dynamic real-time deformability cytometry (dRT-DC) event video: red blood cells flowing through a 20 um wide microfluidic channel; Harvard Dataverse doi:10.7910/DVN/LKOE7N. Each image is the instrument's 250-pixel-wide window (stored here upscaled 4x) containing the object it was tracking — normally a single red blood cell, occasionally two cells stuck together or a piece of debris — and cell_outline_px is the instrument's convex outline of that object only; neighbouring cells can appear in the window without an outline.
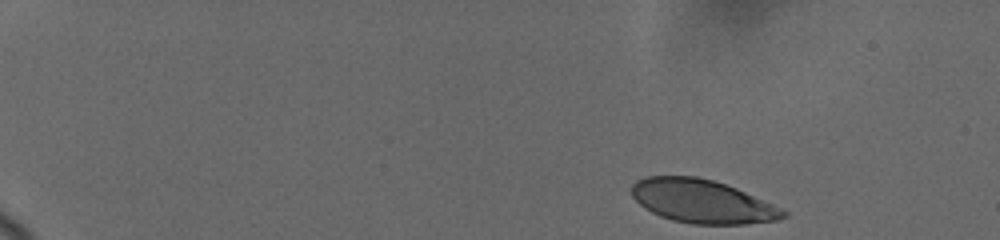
{"species": "human", "species_latin": "Homo sapiens", "temperature_condition": "cold", "stored_images_in_passage": 78, "camera_frame_rate_fps": 3000, "um_per_image_px": 0.085, "donor": {"sex": "female"}, "frame": {"image": 1, "passage_image": 1, "time_ms": 0.0, "image_size_px": [1000, 240], "cell_outline_px": [[788, 216], [776, 220], [744, 224], [692, 224], [672, 220], [660, 216], [644, 208], [632, 196], [632, 184], [636, 180], [644, 176], [696, 176], [712, 180], [736, 188], [772, 204], [788, 212]], "centroid_in_image_um": [59.65, 17.11], "position_along_channel_um": 25.3, "area_um2": 38.21}}
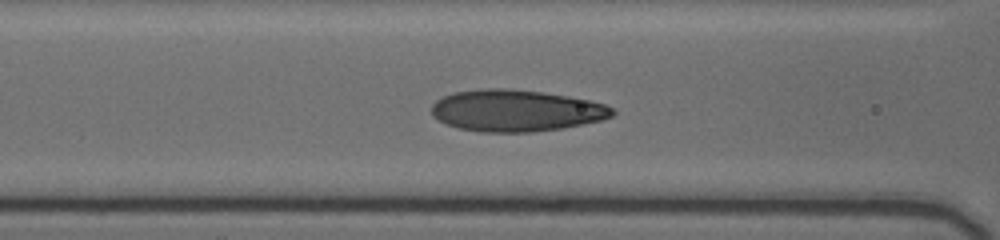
{"frame": {"image": 2, "passage_image": 31, "time_ms": 6.333, "image_size_px": [1000, 240], "cell_outline_px": [[616, 112], [612, 116], [600, 120], [560, 128], [532, 132], [480, 132], [460, 128], [444, 124], [436, 120], [432, 116], [432, 104], [436, 100], [444, 96], [456, 92], [488, 88], [500, 88], [540, 92], [568, 96], [588, 100], [604, 104], [612, 108]], "centroid_in_image_um": [43.81, 9.41], "position_along_channel_um": 122.8, "area_um2": 43.58}}
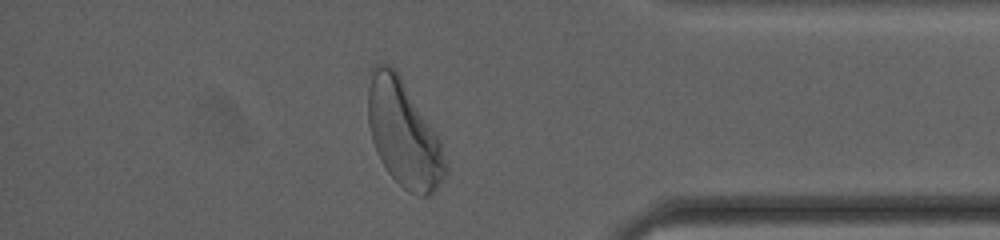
{"frame": {"image": 3, "passage_image": 67, "time_ms": 14.333, "image_size_px": [1000, 240], "cell_outline_px": [[448, 176], [428, 196], [420, 196], [408, 192], [388, 172], [380, 160], [376, 152], [372, 140], [368, 124], [368, 88], [372, 68], [380, 60], [396, 68], [440, 140], [448, 168]], "centroid_in_image_um": [34.31, 11.35], "position_along_channel_um": 400.9, "area_um2": 48.15}, "authors_computed_cell_mechanics": {"area_um2": 42.4541, "velocity_mm_per_s": 3.6699, "shape_relaxation_time_tau1_ms": 3.2326, "shape_relaxation_time_tau2_ms": null, "deformation_change_tau1": 0.1526, "deformation_change_tau2": null}}